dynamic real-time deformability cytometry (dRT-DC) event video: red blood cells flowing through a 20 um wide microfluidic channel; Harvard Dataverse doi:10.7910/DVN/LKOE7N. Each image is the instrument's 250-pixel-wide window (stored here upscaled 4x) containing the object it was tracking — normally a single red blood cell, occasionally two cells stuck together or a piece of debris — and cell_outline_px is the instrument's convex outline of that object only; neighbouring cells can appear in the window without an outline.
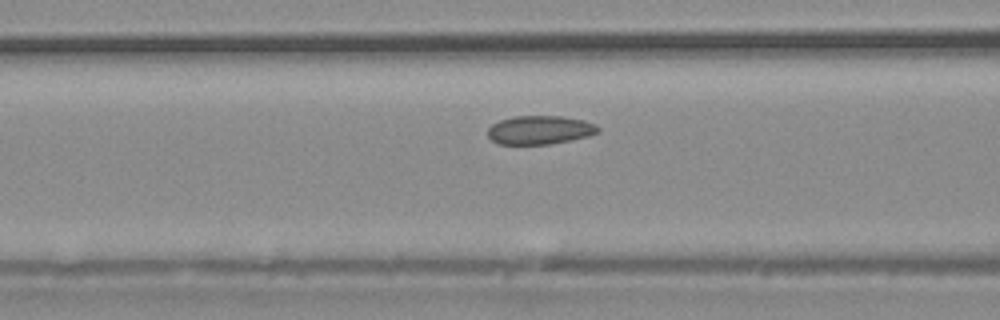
{"species": "common noctule bat (a hibernating species)", "species_latin": "Nyctalus noctula", "temperature_condition": "warm", "stored_images_in_passage": 35, "camera_frame_rate_fps": 3000, "um_per_image_px": 0.085, "animal": {"sex": "male", "body_mass_g": 20.4}, "frame": {"image": 1, "passage_image": 11, "time_ms": 3.333, "image_size_px": [1000, 320], "cell_outline_px": [[600, 132], [588, 136], [552, 144], [496, 144], [488, 136], [488, 128], [492, 124], [500, 120], [512, 116], [560, 116], [584, 120], [596, 124], [600, 128]], "centroid_in_image_um": [45.89, 11.05], "position_along_channel_um": 120.7, "area_um2": 18.55}}